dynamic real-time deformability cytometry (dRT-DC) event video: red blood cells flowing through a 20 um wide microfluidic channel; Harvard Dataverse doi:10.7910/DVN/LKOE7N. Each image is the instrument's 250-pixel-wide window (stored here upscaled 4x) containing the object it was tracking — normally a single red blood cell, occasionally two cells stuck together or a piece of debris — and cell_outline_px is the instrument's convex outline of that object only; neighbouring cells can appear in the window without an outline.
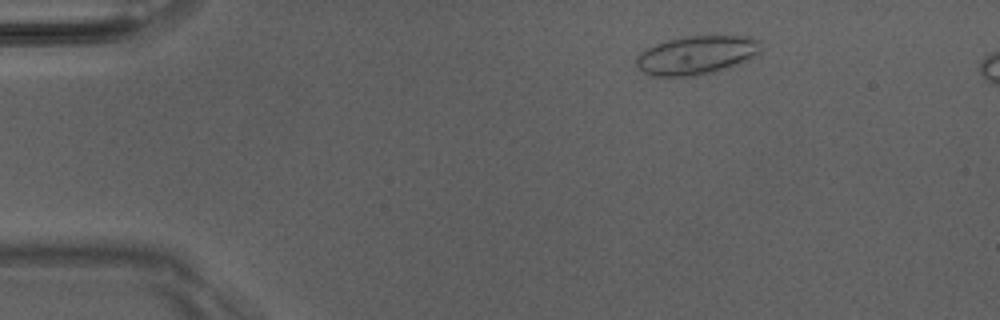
{"species": "Egyptian fruit bat (a non-hibernating species)", "species_latin": "Rousettus aegyptiacus", "temperature_condition": "room temperature", "stored_images_in_passage": 49, "segment_of_instrument_passage": [1, 2], "camera_frame_rate_fps": 3000, "um_per_image_px": 0.085, "animal": {"sex": "male"}, "frame": {"image": 1, "passage_image": 6, "time_ms": 1.667, "image_size_px": [1000, 320], "cell_outline_px": [[760, 52], [740, 64], [716, 72], [692, 76], [652, 76], [636, 68], [636, 56], [644, 48], [668, 40], [688, 36], [752, 36], [760, 40]], "centroid_in_image_um": [59.2, 4.69], "position_along_channel_um": 25.8, "area_um2": 28.32}}
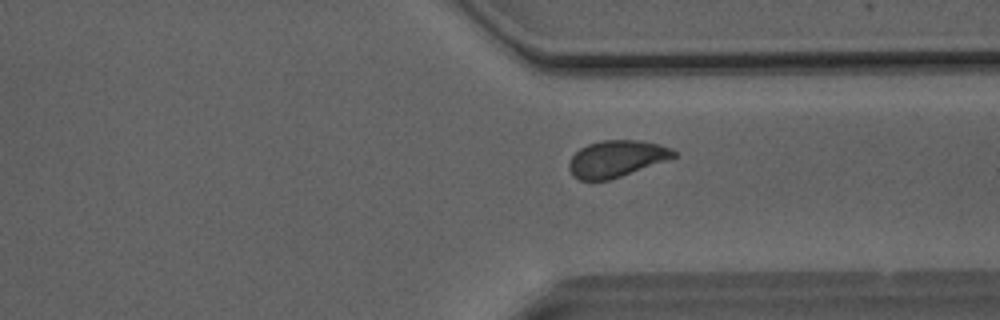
{"frame": {"image": 2, "passage_image": 36, "time_ms": 11.667, "image_size_px": [1000, 320], "cell_outline_px": [[676, 156], [620, 176], [608, 180], [580, 180], [572, 176], [568, 168], [568, 160], [580, 148], [588, 144], [600, 140], [636, 140], [660, 144], [672, 148], [676, 152]], "centroid_in_image_um": [52.34, 13.48], "position_along_channel_um": 359.1, "area_um2": 22.14}}
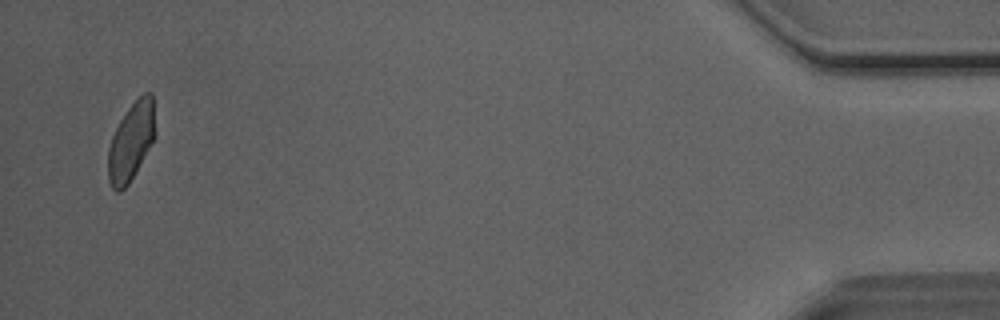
{"frame": {"image": 3, "passage_image": 47, "time_ms": 15.333, "image_size_px": [1000, 320], "cell_outline_px": [[152, 140], [128, 184], [120, 192], [116, 192], [112, 188], [108, 180], [108, 148], [112, 136], [120, 120], [128, 108], [144, 92], [152, 92]], "centroid_in_image_um": [11.06, 12.07], "position_along_channel_um": 424.1, "area_um2": 20.35}}